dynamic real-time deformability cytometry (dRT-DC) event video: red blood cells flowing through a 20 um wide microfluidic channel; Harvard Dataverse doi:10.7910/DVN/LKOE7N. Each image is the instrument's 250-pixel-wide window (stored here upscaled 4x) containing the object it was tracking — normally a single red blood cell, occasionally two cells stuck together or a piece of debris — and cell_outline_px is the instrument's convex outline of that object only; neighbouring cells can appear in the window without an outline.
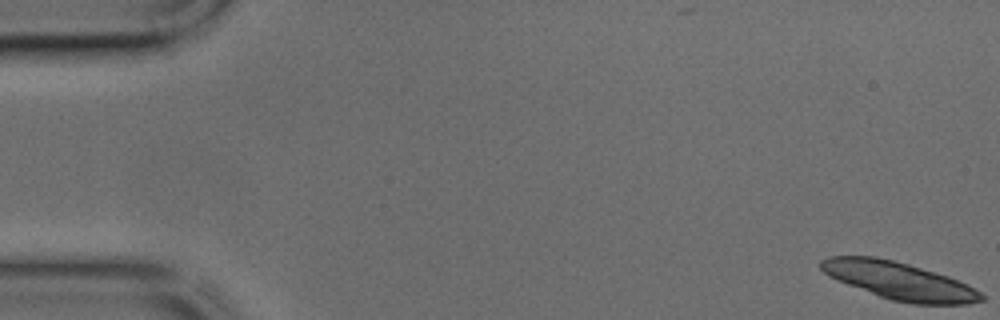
{"species": "common noctule bat (a hibernating species)", "species_latin": "Nyctalus noctula", "temperature_condition": "cold", "stored_images_in_passage": 45, "camera_frame_rate_fps": 3000, "um_per_image_px": 0.085, "animal": {"sex": "male", "body_mass_g": 17.9, "forearm_length_mm": 54.2}, "frame": {"image": 1, "passage_image": 1, "time_ms": 0.0, "image_size_px": [1000, 320], "cell_outline_px": [[984, 300], [968, 304], [912, 304], [892, 300], [880, 296], [836, 280], [828, 276], [820, 268], [820, 260], [828, 256], [876, 256], [908, 264], [948, 276], [968, 284], [980, 292], [984, 296]], "centroid_in_image_um": [76.42, 23.86], "position_along_channel_um": 8.6, "area_um2": 34.97}}
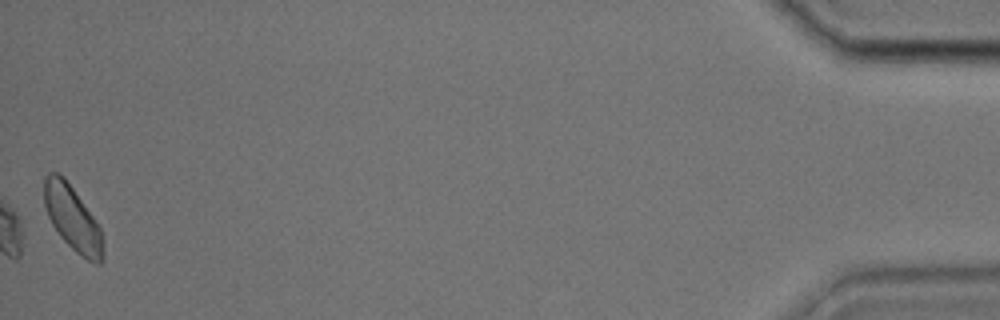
{"frame": {"image": 2, "passage_image": 45, "time_ms": 14.667, "image_size_px": [1000, 320], "cell_outline_px": [[104, 260], [100, 264], [96, 264], [80, 256], [60, 236], [52, 224], [48, 216], [44, 204], [44, 176], [48, 172], [56, 172], [64, 176], [92, 216], [100, 228], [104, 240]], "centroid_in_image_um": [6.17, 18.58], "position_along_channel_um": 429.0, "area_um2": 22.25}}